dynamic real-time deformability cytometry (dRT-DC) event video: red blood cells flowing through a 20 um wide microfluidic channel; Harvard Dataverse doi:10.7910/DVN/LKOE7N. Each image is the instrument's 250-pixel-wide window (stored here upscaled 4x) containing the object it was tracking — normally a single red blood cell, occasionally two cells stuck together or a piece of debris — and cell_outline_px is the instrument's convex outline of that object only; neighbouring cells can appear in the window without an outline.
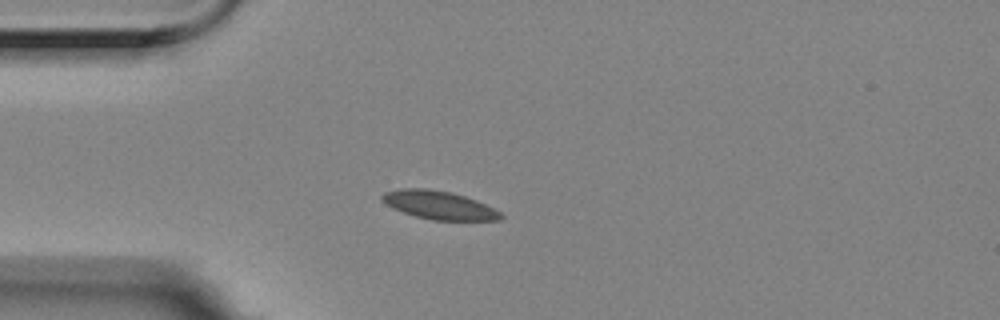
{"species": "Egyptian fruit bat (a non-hibernating species)", "species_latin": "Rousettus aegyptiacus", "temperature_condition": "room temperature", "stored_images_in_passage": 43, "camera_frame_rate_fps": 3000, "um_per_image_px": 0.085, "animal": {"sex": "female"}, "frame": {"image": 1, "passage_image": 1, "time_ms": 0.0, "image_size_px": [1000, 320], "cell_outline_px": [[504, 216], [500, 220], [432, 220], [416, 216], [392, 208], [384, 204], [380, 200], [380, 196], [384, 192], [400, 188], [428, 188], [452, 192], [476, 200], [500, 212]], "centroid_in_image_um": [37.26, 17.42], "position_along_channel_um": 47.7, "area_um2": 19.65}}
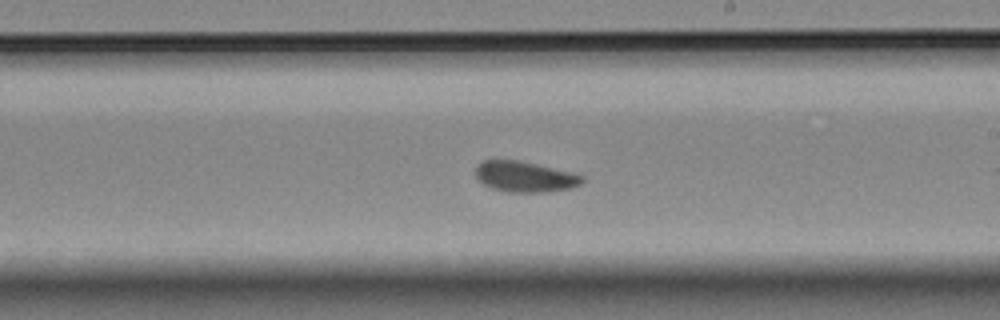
{"frame": {"image": 2, "passage_image": 19, "time_ms": 6.0, "image_size_px": [1000, 320], "cell_outline_px": [[584, 180], [580, 184], [572, 188], [548, 192], [508, 192], [492, 188], [484, 184], [476, 176], [476, 164], [480, 160], [520, 160], [572, 172], [584, 176]], "centroid_in_image_um": [44.62, 15.01], "position_along_channel_um": 244.4, "area_um2": 19.19}}
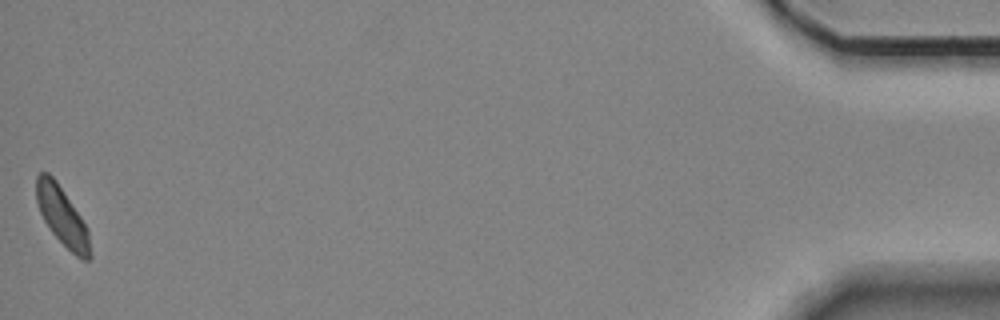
{"frame": {"image": 3, "passage_image": 43, "time_ms": 14.0, "image_size_px": [1000, 320], "cell_outline_px": [[92, 256], [88, 260], [84, 260], [76, 256], [52, 232], [44, 220], [40, 212], [36, 200], [36, 176], [40, 172], [48, 172], [56, 180], [88, 228]], "centroid_in_image_um": [5.29, 18.38], "position_along_channel_um": 429.9, "area_um2": 18.15}, "authors_computed_cell_mechanics": {"area_um2": 19.074, "velocity_mm_per_s": 3.4992, "shape_relaxation_time_tau1_ms": 7.4888, "shape_relaxation_time_tau2_ms": null, "deformation_change_tau1": 0.0921, "deformation_change_tau2": null}}